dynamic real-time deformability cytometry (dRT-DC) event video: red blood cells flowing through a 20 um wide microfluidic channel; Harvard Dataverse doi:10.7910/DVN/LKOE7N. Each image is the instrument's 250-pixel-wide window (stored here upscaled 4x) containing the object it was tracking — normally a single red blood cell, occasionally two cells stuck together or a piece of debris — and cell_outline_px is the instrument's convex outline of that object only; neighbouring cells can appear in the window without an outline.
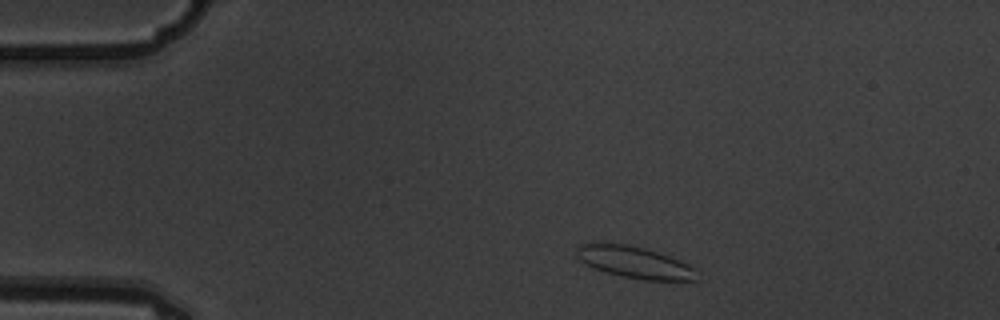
{"species": "common noctule bat (a hibernating species)", "species_latin": "Nyctalus noctula", "temperature_condition": "warm", "stored_images_in_passage": 3, "camera_frame_rate_fps": 3000, "um_per_image_px": 0.085, "animal": {"sex": "male", "body_mass_g": 19.5, "forearm_length_mm": 54.6}, "frame": {"image": 1, "passage_image": 1, "time_ms": 0.0, "image_size_px": [1000, 320], "cell_outline_px": [[696, 280], [644, 280], [620, 276], [604, 272], [592, 268], [584, 264], [576, 256], [576, 248], [580, 244], [624, 244], [644, 248], [680, 260], [688, 264], [692, 268]], "centroid_in_image_um": [53.86, 22.3], "position_along_channel_um": 31.1, "area_um2": 21.85}}